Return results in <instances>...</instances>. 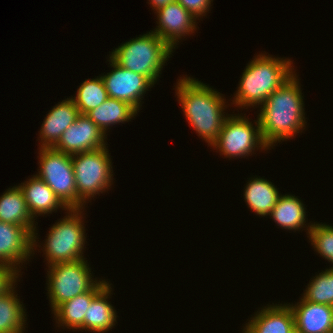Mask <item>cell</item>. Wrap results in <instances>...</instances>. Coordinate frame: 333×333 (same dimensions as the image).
Listing matches in <instances>:
<instances>
[{"label": "cell", "instance_id": "cell-16", "mask_svg": "<svg viewBox=\"0 0 333 333\" xmlns=\"http://www.w3.org/2000/svg\"><path fill=\"white\" fill-rule=\"evenodd\" d=\"M80 115L77 106L71 98L59 102L44 118L39 132L40 148H53L63 132L76 121Z\"/></svg>", "mask_w": 333, "mask_h": 333}, {"label": "cell", "instance_id": "cell-11", "mask_svg": "<svg viewBox=\"0 0 333 333\" xmlns=\"http://www.w3.org/2000/svg\"><path fill=\"white\" fill-rule=\"evenodd\" d=\"M106 136L87 115L80 114L53 148L68 155L93 151L106 147Z\"/></svg>", "mask_w": 333, "mask_h": 333}, {"label": "cell", "instance_id": "cell-3", "mask_svg": "<svg viewBox=\"0 0 333 333\" xmlns=\"http://www.w3.org/2000/svg\"><path fill=\"white\" fill-rule=\"evenodd\" d=\"M259 54L247 64L232 104L241 108L261 106L265 100L279 89L294 74L290 59L275 58L269 54Z\"/></svg>", "mask_w": 333, "mask_h": 333}, {"label": "cell", "instance_id": "cell-10", "mask_svg": "<svg viewBox=\"0 0 333 333\" xmlns=\"http://www.w3.org/2000/svg\"><path fill=\"white\" fill-rule=\"evenodd\" d=\"M109 62L113 70L101 76L108 97L127 102L139 112L141 98L154 84L147 77L121 67L111 57Z\"/></svg>", "mask_w": 333, "mask_h": 333}, {"label": "cell", "instance_id": "cell-15", "mask_svg": "<svg viewBox=\"0 0 333 333\" xmlns=\"http://www.w3.org/2000/svg\"><path fill=\"white\" fill-rule=\"evenodd\" d=\"M242 333H295V318L289 304L263 307L251 317Z\"/></svg>", "mask_w": 333, "mask_h": 333}, {"label": "cell", "instance_id": "cell-18", "mask_svg": "<svg viewBox=\"0 0 333 333\" xmlns=\"http://www.w3.org/2000/svg\"><path fill=\"white\" fill-rule=\"evenodd\" d=\"M21 184L18 186L33 218L38 217L37 214L41 216L52 213L58 208L68 210L50 187L37 175H33L28 181Z\"/></svg>", "mask_w": 333, "mask_h": 333}, {"label": "cell", "instance_id": "cell-30", "mask_svg": "<svg viewBox=\"0 0 333 333\" xmlns=\"http://www.w3.org/2000/svg\"><path fill=\"white\" fill-rule=\"evenodd\" d=\"M149 4H151V7L153 8L154 11H158L159 9L163 8L164 6L175 2V0H148Z\"/></svg>", "mask_w": 333, "mask_h": 333}, {"label": "cell", "instance_id": "cell-19", "mask_svg": "<svg viewBox=\"0 0 333 333\" xmlns=\"http://www.w3.org/2000/svg\"><path fill=\"white\" fill-rule=\"evenodd\" d=\"M108 284L106 280L99 282L88 292L75 296L60 304L52 313L57 320L58 327L65 326L68 329L83 330L84 315H87L88 307L93 298Z\"/></svg>", "mask_w": 333, "mask_h": 333}, {"label": "cell", "instance_id": "cell-1", "mask_svg": "<svg viewBox=\"0 0 333 333\" xmlns=\"http://www.w3.org/2000/svg\"><path fill=\"white\" fill-rule=\"evenodd\" d=\"M297 77L295 73L260 106L257 118L263 140L269 147L305 129L304 102Z\"/></svg>", "mask_w": 333, "mask_h": 333}, {"label": "cell", "instance_id": "cell-21", "mask_svg": "<svg viewBox=\"0 0 333 333\" xmlns=\"http://www.w3.org/2000/svg\"><path fill=\"white\" fill-rule=\"evenodd\" d=\"M244 199L251 210L259 216L270 215L281 194L267 179L251 178L244 188Z\"/></svg>", "mask_w": 333, "mask_h": 333}, {"label": "cell", "instance_id": "cell-14", "mask_svg": "<svg viewBox=\"0 0 333 333\" xmlns=\"http://www.w3.org/2000/svg\"><path fill=\"white\" fill-rule=\"evenodd\" d=\"M289 306L295 318V333H333V306L303 298Z\"/></svg>", "mask_w": 333, "mask_h": 333}, {"label": "cell", "instance_id": "cell-12", "mask_svg": "<svg viewBox=\"0 0 333 333\" xmlns=\"http://www.w3.org/2000/svg\"><path fill=\"white\" fill-rule=\"evenodd\" d=\"M155 13L158 17V26L152 32L164 40L172 49H176L179 39H182L183 36L185 38L196 30V18L176 1Z\"/></svg>", "mask_w": 333, "mask_h": 333}, {"label": "cell", "instance_id": "cell-24", "mask_svg": "<svg viewBox=\"0 0 333 333\" xmlns=\"http://www.w3.org/2000/svg\"><path fill=\"white\" fill-rule=\"evenodd\" d=\"M15 294V286L0 296V333H24L27 318L24 305Z\"/></svg>", "mask_w": 333, "mask_h": 333}, {"label": "cell", "instance_id": "cell-2", "mask_svg": "<svg viewBox=\"0 0 333 333\" xmlns=\"http://www.w3.org/2000/svg\"><path fill=\"white\" fill-rule=\"evenodd\" d=\"M175 86V93L189 125L212 146L228 117L223 112L227 106L223 94L190 76L178 79Z\"/></svg>", "mask_w": 333, "mask_h": 333}, {"label": "cell", "instance_id": "cell-25", "mask_svg": "<svg viewBox=\"0 0 333 333\" xmlns=\"http://www.w3.org/2000/svg\"><path fill=\"white\" fill-rule=\"evenodd\" d=\"M107 98L108 94L100 75L95 79L85 80L77 88L76 96L71 97L79 113L83 115L100 106Z\"/></svg>", "mask_w": 333, "mask_h": 333}, {"label": "cell", "instance_id": "cell-20", "mask_svg": "<svg viewBox=\"0 0 333 333\" xmlns=\"http://www.w3.org/2000/svg\"><path fill=\"white\" fill-rule=\"evenodd\" d=\"M111 284H107L91 301L87 315H84L83 330L106 333L115 326L117 313L110 302ZM110 294V295H109Z\"/></svg>", "mask_w": 333, "mask_h": 333}, {"label": "cell", "instance_id": "cell-22", "mask_svg": "<svg viewBox=\"0 0 333 333\" xmlns=\"http://www.w3.org/2000/svg\"><path fill=\"white\" fill-rule=\"evenodd\" d=\"M138 111L127 102L108 97L104 103L86 115L107 133L109 126L131 121Z\"/></svg>", "mask_w": 333, "mask_h": 333}, {"label": "cell", "instance_id": "cell-5", "mask_svg": "<svg viewBox=\"0 0 333 333\" xmlns=\"http://www.w3.org/2000/svg\"><path fill=\"white\" fill-rule=\"evenodd\" d=\"M67 212L63 219L50 228L51 230L46 236L42 250L48 266L86 259L83 255L86 240L83 211L82 209H68Z\"/></svg>", "mask_w": 333, "mask_h": 333}, {"label": "cell", "instance_id": "cell-8", "mask_svg": "<svg viewBox=\"0 0 333 333\" xmlns=\"http://www.w3.org/2000/svg\"><path fill=\"white\" fill-rule=\"evenodd\" d=\"M47 291L52 312L62 303L90 291L99 281L93 280L85 259L48 266ZM97 279V280H96Z\"/></svg>", "mask_w": 333, "mask_h": 333}, {"label": "cell", "instance_id": "cell-28", "mask_svg": "<svg viewBox=\"0 0 333 333\" xmlns=\"http://www.w3.org/2000/svg\"><path fill=\"white\" fill-rule=\"evenodd\" d=\"M19 275L16 268L0 263V296L8 293L17 284Z\"/></svg>", "mask_w": 333, "mask_h": 333}, {"label": "cell", "instance_id": "cell-29", "mask_svg": "<svg viewBox=\"0 0 333 333\" xmlns=\"http://www.w3.org/2000/svg\"><path fill=\"white\" fill-rule=\"evenodd\" d=\"M188 10L196 19L206 16L213 0H175Z\"/></svg>", "mask_w": 333, "mask_h": 333}, {"label": "cell", "instance_id": "cell-7", "mask_svg": "<svg viewBox=\"0 0 333 333\" xmlns=\"http://www.w3.org/2000/svg\"><path fill=\"white\" fill-rule=\"evenodd\" d=\"M39 149L38 170L40 171L36 175L50 187L68 209H83L85 204L77 196L71 155L54 148Z\"/></svg>", "mask_w": 333, "mask_h": 333}, {"label": "cell", "instance_id": "cell-9", "mask_svg": "<svg viewBox=\"0 0 333 333\" xmlns=\"http://www.w3.org/2000/svg\"><path fill=\"white\" fill-rule=\"evenodd\" d=\"M234 115L229 114L225 119L219 137L212 145L215 149H219L220 155L230 159L243 158L252 155L256 148V150L270 148L263 140L258 118L255 120L256 125L253 126V123L245 118L246 116Z\"/></svg>", "mask_w": 333, "mask_h": 333}, {"label": "cell", "instance_id": "cell-26", "mask_svg": "<svg viewBox=\"0 0 333 333\" xmlns=\"http://www.w3.org/2000/svg\"><path fill=\"white\" fill-rule=\"evenodd\" d=\"M304 290V300L333 306V269L327 268L309 282Z\"/></svg>", "mask_w": 333, "mask_h": 333}, {"label": "cell", "instance_id": "cell-6", "mask_svg": "<svg viewBox=\"0 0 333 333\" xmlns=\"http://www.w3.org/2000/svg\"><path fill=\"white\" fill-rule=\"evenodd\" d=\"M107 147L71 155L77 196L86 204L113 183L112 161ZM86 201V202H85Z\"/></svg>", "mask_w": 333, "mask_h": 333}, {"label": "cell", "instance_id": "cell-17", "mask_svg": "<svg viewBox=\"0 0 333 333\" xmlns=\"http://www.w3.org/2000/svg\"><path fill=\"white\" fill-rule=\"evenodd\" d=\"M35 219L32 217L19 186L7 189L0 197V221L27 227L33 233V252L37 248ZM35 225V226H34ZM37 241V242H36ZM36 247V248H34Z\"/></svg>", "mask_w": 333, "mask_h": 333}, {"label": "cell", "instance_id": "cell-23", "mask_svg": "<svg viewBox=\"0 0 333 333\" xmlns=\"http://www.w3.org/2000/svg\"><path fill=\"white\" fill-rule=\"evenodd\" d=\"M303 202L295 195H280L270 213L279 227L288 230H299L306 226V212Z\"/></svg>", "mask_w": 333, "mask_h": 333}, {"label": "cell", "instance_id": "cell-4", "mask_svg": "<svg viewBox=\"0 0 333 333\" xmlns=\"http://www.w3.org/2000/svg\"><path fill=\"white\" fill-rule=\"evenodd\" d=\"M173 49L150 31L115 48L109 55L118 65L147 77L153 84Z\"/></svg>", "mask_w": 333, "mask_h": 333}, {"label": "cell", "instance_id": "cell-27", "mask_svg": "<svg viewBox=\"0 0 333 333\" xmlns=\"http://www.w3.org/2000/svg\"><path fill=\"white\" fill-rule=\"evenodd\" d=\"M306 229L309 235L307 237H309L315 251L333 264V226L314 222L309 223Z\"/></svg>", "mask_w": 333, "mask_h": 333}, {"label": "cell", "instance_id": "cell-13", "mask_svg": "<svg viewBox=\"0 0 333 333\" xmlns=\"http://www.w3.org/2000/svg\"><path fill=\"white\" fill-rule=\"evenodd\" d=\"M33 253V233L27 228L0 221V263L16 268Z\"/></svg>", "mask_w": 333, "mask_h": 333}]
</instances>
